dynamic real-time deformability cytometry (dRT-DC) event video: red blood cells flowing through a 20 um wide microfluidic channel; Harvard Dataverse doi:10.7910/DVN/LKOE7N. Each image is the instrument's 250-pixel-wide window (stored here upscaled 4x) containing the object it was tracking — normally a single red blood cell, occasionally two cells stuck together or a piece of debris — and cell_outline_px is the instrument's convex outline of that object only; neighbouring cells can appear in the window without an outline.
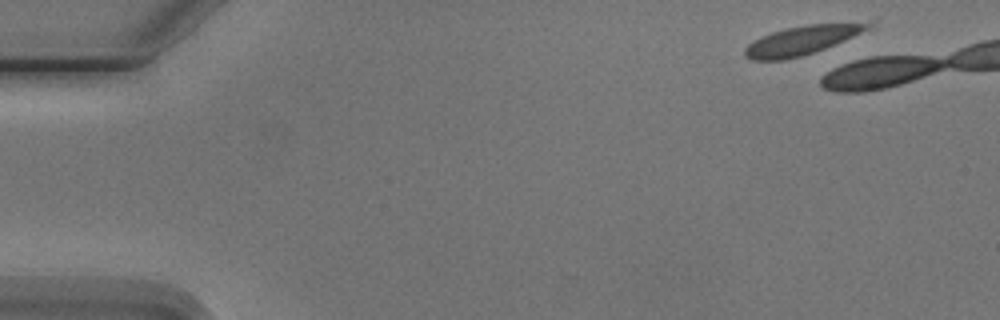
{"species": "Egyptian fruit bat (a non-hibernating species)", "species_latin": "Rousettus aegyptiacus", "temperature_condition": "cold", "stored_images_in_passage": 2, "camera_frame_rate_fps": 3000, "um_per_image_px": 0.085, "animal": {"sex": "male"}, "frame": {"image": 1, "passage_image": 1, "time_ms": 0.0, "image_size_px": [1000, 320], "cell_outline_px": [[876, 20], [872, 28], [844, 40], [824, 48], [800, 56], [784, 60], [752, 60], [744, 56], [744, 48], [752, 40], [760, 36], [772, 32], [788, 28], [808, 24], [872, 20]], "centroid_in_image_um": [68.24, 3.38], "position_along_channel_um": 16.8, "area_um2": 21.21}}